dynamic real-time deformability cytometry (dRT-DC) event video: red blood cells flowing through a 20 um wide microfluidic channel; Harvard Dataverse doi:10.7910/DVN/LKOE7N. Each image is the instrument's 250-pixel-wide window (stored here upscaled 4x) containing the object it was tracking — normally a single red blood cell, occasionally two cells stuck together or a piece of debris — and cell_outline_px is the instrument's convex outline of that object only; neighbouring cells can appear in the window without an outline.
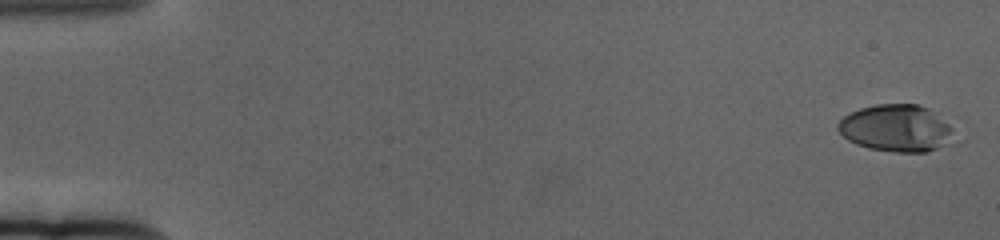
{"species": "human", "species_latin": "Homo sapiens", "temperature_condition": "cold", "stored_images_in_passage": 61, "camera_frame_rate_fps": 3000, "um_per_image_px": 0.085, "donor": {"sex": "female"}, "frame": {"image": 1, "passage_image": 1, "time_ms": 0.0, "image_size_px": [1000, 240], "cell_outline_px": [[972, 136], [968, 140], [960, 144], [924, 152], [896, 152], [868, 148], [856, 144], [848, 140], [836, 128], [836, 124], [844, 116], [860, 108], [876, 104], [916, 104], [956, 116]], "centroid_in_image_um": [76.72, 10.9], "position_along_channel_um": 8.3, "area_um2": 35.72}}
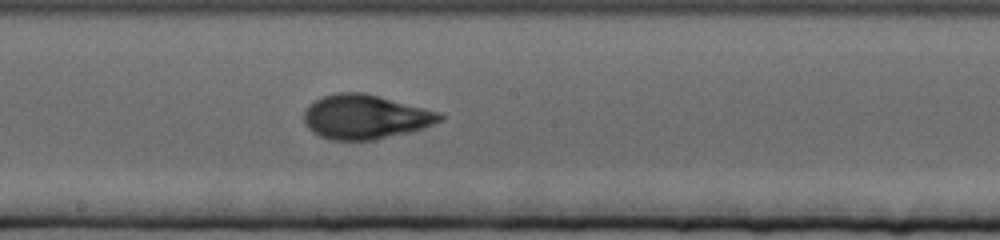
{"frame": {"image": 2, "passage_image": 34, "time_ms": 11.0, "image_size_px": [1000, 240], "cell_outline_px": [[444, 120], [424, 128], [408, 132], [372, 140], [332, 140], [320, 136], [312, 132], [304, 124], [304, 112], [308, 104], [324, 96], [336, 92], [364, 92], [380, 96], [440, 112], [444, 116]], "centroid_in_image_um": [31.04, 9.93], "position_along_channel_um": 217.2, "area_um2": 35.2}}
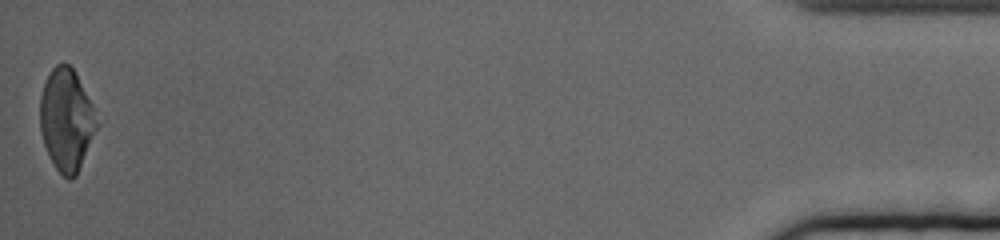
{"frame": {"image": 3, "passage_image": 61, "time_ms": 20.0, "image_size_px": [1000, 240], "cell_outline_px": [[100, 124], [76, 176], [68, 180], [56, 168], [44, 144], [40, 132], [40, 96], [44, 84], [52, 68], [56, 64], [68, 64], [72, 68], [92, 104]], "centroid_in_image_um": [5.66, 10.2], "position_along_channel_um": 429.5, "area_um2": 33.52}, "authors_computed_cell_mechanics": {"area_um2": 33.6396, "velocity_mm_per_s": 3.329, "shape_relaxation_time_tau1_ms": 5.2953, "shape_relaxation_time_tau2_ms": 0.953, "deformation_change_tau1": 0.2007, "deformation_change_tau2": 0.0544}}